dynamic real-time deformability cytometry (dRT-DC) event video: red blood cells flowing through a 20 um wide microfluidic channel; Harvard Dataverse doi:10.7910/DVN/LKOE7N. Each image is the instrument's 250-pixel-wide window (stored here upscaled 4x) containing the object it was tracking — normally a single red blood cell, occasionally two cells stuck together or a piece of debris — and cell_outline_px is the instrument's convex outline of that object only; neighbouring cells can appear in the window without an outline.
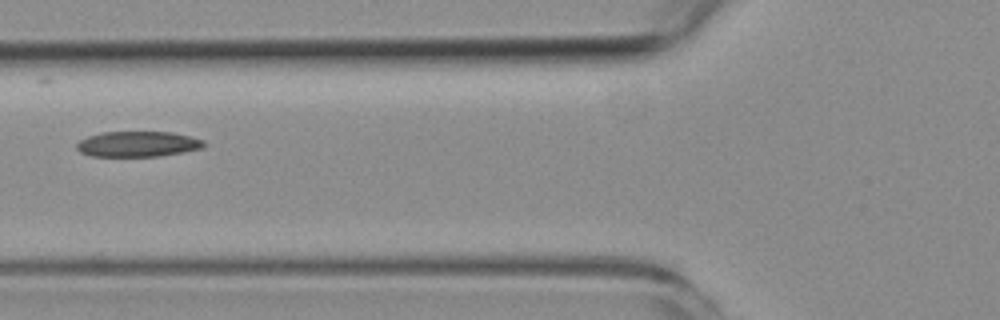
{"species": "common noctule bat (a hibernating species)", "species_latin": "Nyctalus noctula", "temperature_condition": "room temperature", "stored_images_in_passage": 10, "camera_frame_rate_fps": 3000, "um_per_image_px": 0.085, "animal": {"sex": "female", "body_mass_g": 19.3, "forearm_length_mm": 54.1}, "frame": {"image": 1, "passage_image": 6, "time_ms": 6.667, "image_size_px": [1000, 320], "cell_outline_px": [[208, 144], [204, 148], [184, 152], [160, 156], [92, 156], [80, 152], [76, 148], [76, 144], [80, 140], [88, 136], [100, 132], [172, 132], [204, 140]], "centroid_in_image_um": [11.74, 12.24], "position_along_channel_um": 114.1, "area_um2": 19.02}}
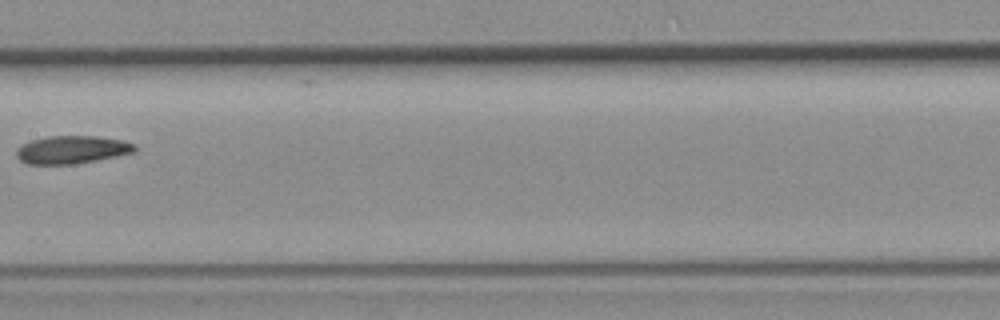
{"frame": {"image": 2, "passage_image": 8, "time_ms": 9.0, "image_size_px": [1000, 320], "cell_outline_px": [[136, 152], [76, 164], [28, 164], [20, 160], [16, 156], [16, 148], [20, 144], [32, 140], [48, 136], [96, 136], [124, 140], [136, 144]], "centroid_in_image_um": [6.11, 12.72], "position_along_channel_um": 201.3, "area_um2": 19.42}}
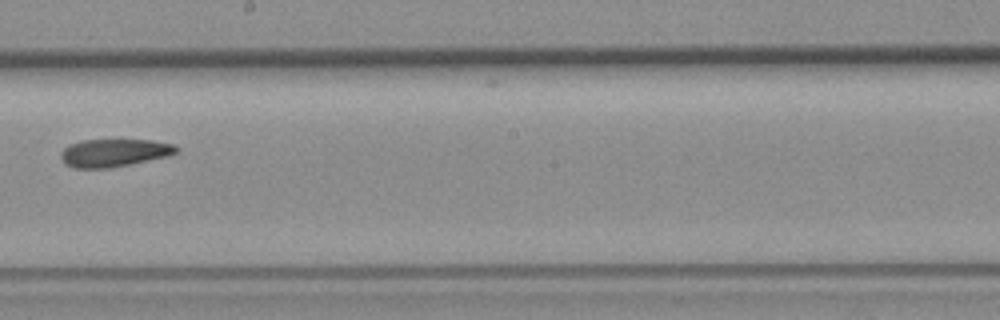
{"frame": {"image": 3, "passage_image": 9, "time_ms": 10.0, "image_size_px": [1000, 320], "cell_outline_px": [[180, 152], [168, 156], [112, 168], [72, 168], [60, 156], [60, 152], [64, 148], [72, 144], [84, 140], [152, 140], [172, 144], [180, 148]], "centroid_in_image_um": [9.75, 12.99], "position_along_channel_um": 238.4, "area_um2": 18.67}}